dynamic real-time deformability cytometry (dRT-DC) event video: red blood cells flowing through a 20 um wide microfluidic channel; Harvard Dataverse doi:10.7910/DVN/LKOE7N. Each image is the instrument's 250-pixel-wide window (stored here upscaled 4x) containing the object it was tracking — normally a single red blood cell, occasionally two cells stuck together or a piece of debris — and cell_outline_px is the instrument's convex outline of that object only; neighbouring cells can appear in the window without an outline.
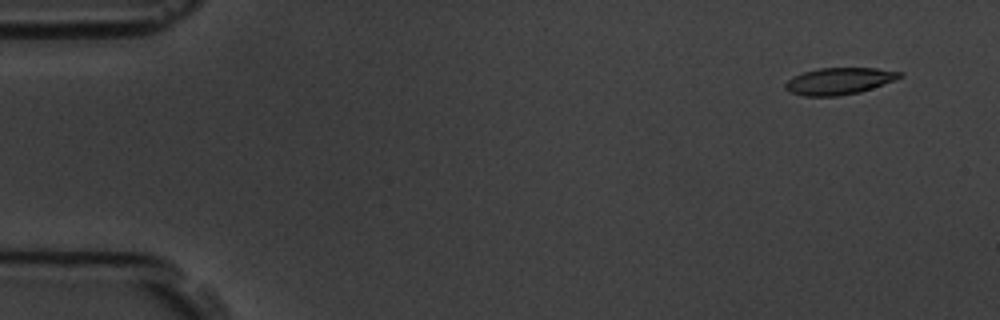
{"species": "common noctule bat (a hibernating species)", "species_latin": "Nyctalus noctula", "temperature_condition": "room temperature", "stored_images_in_passage": 4, "camera_frame_rate_fps": 3000, "um_per_image_px": 0.085, "animal": {"sex": "male", "body_mass_g": 19.5, "forearm_length_mm": 54.6}, "frame": {"image": 1, "passage_image": 1, "time_ms": 0.0, "image_size_px": [1000, 320], "cell_outline_px": [[904, 76], [872, 88], [860, 92], [836, 96], [804, 96], [792, 92], [784, 88], [784, 84], [792, 76], [804, 72], [820, 68], [876, 68], [904, 72]], "centroid_in_image_um": [71.33, 6.88], "position_along_channel_um": 13.7, "area_um2": 17.8}}
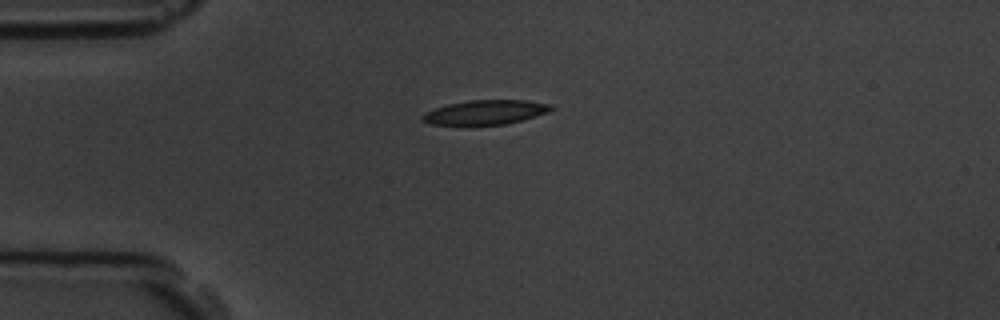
{"frame": {"image": 2, "passage_image": 4, "time_ms": 3.333, "image_size_px": [1000, 320], "cell_outline_px": [[556, 108], [548, 112], [520, 120], [504, 124], [460, 128], [432, 124], [420, 120], [420, 116], [424, 112], [448, 104], [468, 100], [528, 100], [552, 104]], "centroid_in_image_um": [41.18, 9.58], "position_along_channel_um": 43.8, "area_um2": 19.19}}